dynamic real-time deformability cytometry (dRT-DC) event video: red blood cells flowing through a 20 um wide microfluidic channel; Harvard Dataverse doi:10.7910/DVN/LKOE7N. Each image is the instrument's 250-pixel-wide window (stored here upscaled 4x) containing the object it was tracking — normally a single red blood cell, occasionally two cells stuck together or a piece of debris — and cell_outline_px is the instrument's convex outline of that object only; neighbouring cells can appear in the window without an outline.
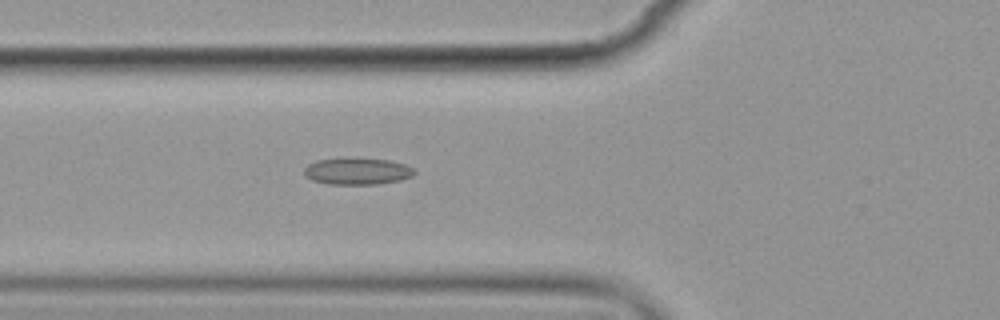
{"species": "common noctule bat (a hibernating species)", "species_latin": "Nyctalus noctula", "temperature_condition": "cold", "stored_images_in_passage": 7, "camera_frame_rate_fps": 3000, "um_per_image_px": 0.085, "animal": {"sex": "female", "body_mass_g": 19.9}, "frame": {"image": 1, "passage_image": 7, "time_ms": 6.667, "image_size_px": [1000, 320], "cell_outline_px": [[416, 172], [412, 176], [400, 180], [376, 184], [328, 184], [312, 180], [304, 176], [304, 168], [308, 164], [316, 160], [348, 156], [352, 156], [388, 160], [404, 164], [412, 168]], "centroid_in_image_um": [30.32, 14.52], "position_along_channel_um": 95.5, "area_um2": 17.63}}